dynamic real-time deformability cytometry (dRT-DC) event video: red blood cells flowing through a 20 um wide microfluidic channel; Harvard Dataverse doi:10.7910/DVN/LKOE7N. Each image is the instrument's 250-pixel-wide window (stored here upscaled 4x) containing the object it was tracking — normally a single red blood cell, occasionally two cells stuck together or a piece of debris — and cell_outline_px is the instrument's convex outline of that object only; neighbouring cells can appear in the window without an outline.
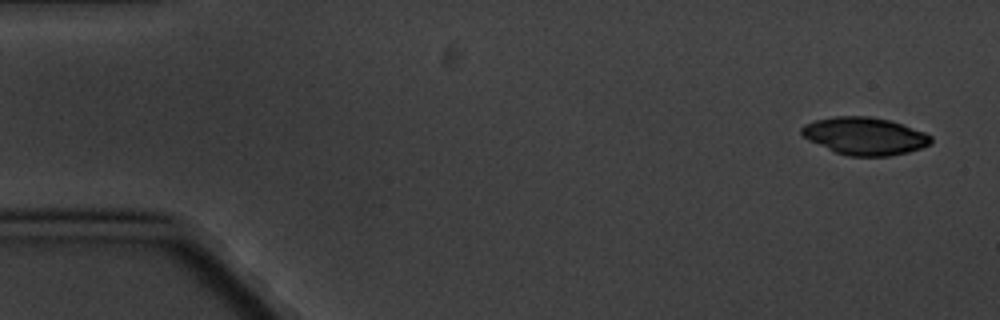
{"species": "common noctule bat (a hibernating species)", "species_latin": "Nyctalus noctula", "temperature_condition": "cold", "stored_images_in_passage": 4, "camera_frame_rate_fps": 3000, "um_per_image_px": 0.085, "animal": {"sex": "male", "body_mass_g": 20.1, "forearm_length_mm": 53.5}, "frame": {"image": 1, "passage_image": 1, "time_ms": 0.0, "image_size_px": [1000, 320], "cell_outline_px": [[932, 140], [928, 144], [920, 148], [908, 152], [888, 156], [848, 156], [836, 152], [808, 140], [800, 132], [800, 128], [804, 124], [816, 120], [836, 116], [868, 116], [888, 120], [904, 124], [924, 132], [932, 136]], "centroid_in_image_um": [73.49, 11.56], "position_along_channel_um": 11.5, "area_um2": 28.15}}